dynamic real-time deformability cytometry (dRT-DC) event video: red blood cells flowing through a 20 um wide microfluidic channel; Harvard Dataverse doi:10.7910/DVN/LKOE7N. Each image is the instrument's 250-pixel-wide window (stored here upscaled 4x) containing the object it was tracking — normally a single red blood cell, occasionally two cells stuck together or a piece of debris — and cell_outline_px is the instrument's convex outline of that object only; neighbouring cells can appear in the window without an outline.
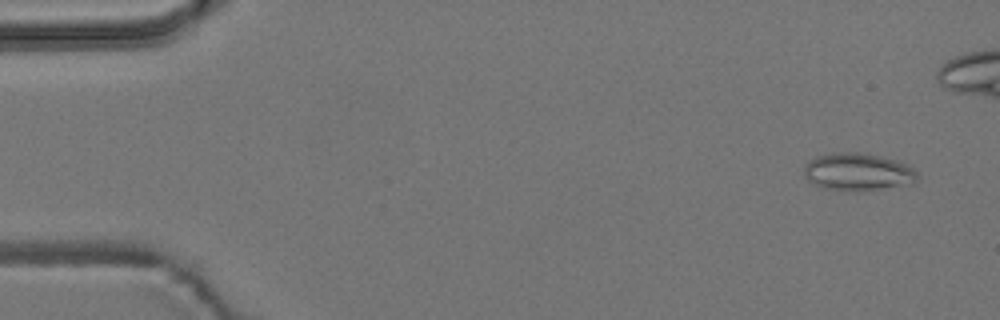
{"species": "common noctule bat (a hibernating species)", "species_latin": "Nyctalus noctula", "temperature_condition": "room temperature", "stored_images_in_passage": 7, "camera_frame_rate_fps": 3000, "um_per_image_px": 0.085, "animal": {"sex": "male", "body_mass_g": 19.2, "forearm_length_mm": 51.8}, "frame": {"image": 1, "passage_image": 1, "time_ms": 0.0, "image_size_px": [1000, 320], "cell_outline_px": [[920, 176], [916, 184], [880, 188], [824, 188], [808, 180], [804, 176], [804, 164], [808, 160], [816, 156], [836, 152], [860, 152], [908, 164]], "centroid_in_image_um": [72.93, 14.57], "position_along_channel_um": 12.1, "area_um2": 24.1}}